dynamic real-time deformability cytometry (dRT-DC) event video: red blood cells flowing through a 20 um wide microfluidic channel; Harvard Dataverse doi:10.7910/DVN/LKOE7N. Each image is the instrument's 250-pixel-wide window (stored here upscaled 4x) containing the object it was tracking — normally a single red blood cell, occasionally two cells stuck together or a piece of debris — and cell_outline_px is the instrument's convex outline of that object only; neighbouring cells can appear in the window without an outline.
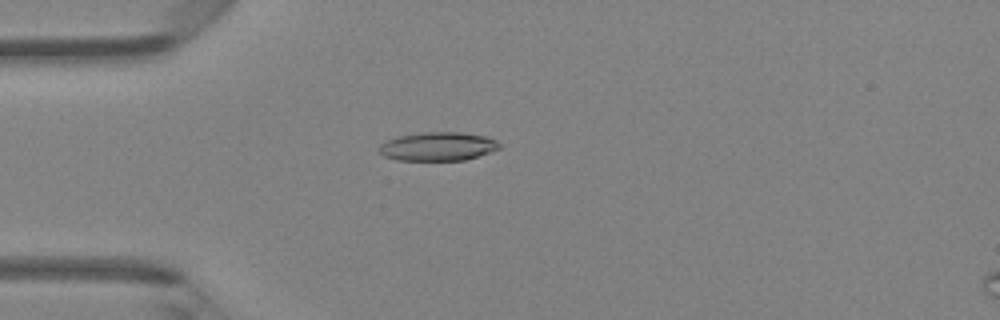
{"species": "Egyptian fruit bat (a non-hibernating species)", "species_latin": "Rousettus aegyptiacus", "temperature_condition": "room temperature", "stored_images_in_passage": 47, "camera_frame_rate_fps": 3000, "um_per_image_px": 0.085, "animal": {"sex": "female"}, "frame": {"image": 1, "passage_image": 13, "time_ms": 4.0, "image_size_px": [1000, 320], "cell_outline_px": [[500, 148], [464, 160], [396, 160], [384, 156], [376, 148], [380, 144], [388, 140], [400, 136], [424, 132], [460, 132], [488, 136], [496, 140], [500, 144]], "centroid_in_image_um": [37.21, 12.44], "position_along_channel_um": 47.8, "area_um2": 20.0}}
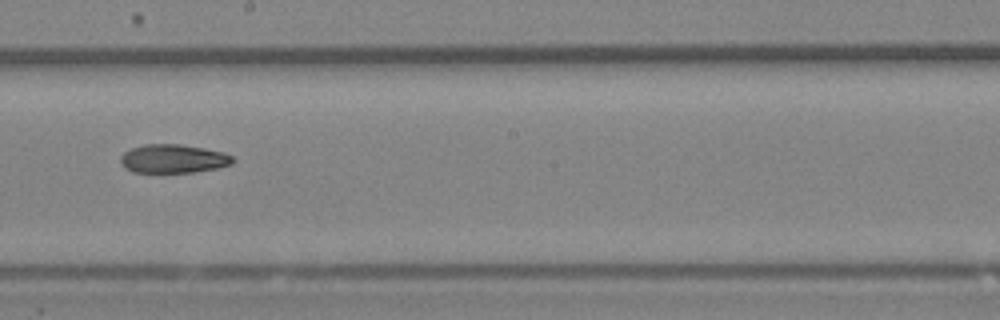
{"frame": {"image": 2, "passage_image": 27, "time_ms": 8.667, "image_size_px": [1000, 320], "cell_outline_px": [[236, 160], [232, 164], [216, 168], [196, 172], [132, 172], [124, 168], [120, 160], [120, 156], [124, 152], [132, 148], [144, 144], [180, 144], [204, 148], [224, 152], [232, 156]], "centroid_in_image_um": [14.73, 13.49], "position_along_channel_um": 233.5, "area_um2": 18.84}}
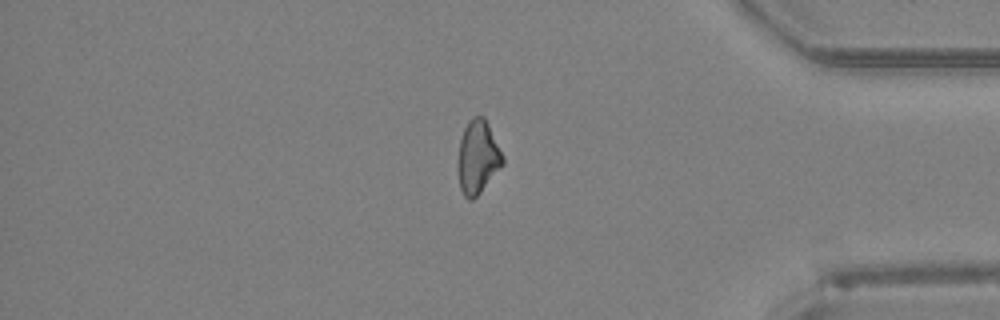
{"frame": {"image": 3, "passage_image": 40, "time_ms": 13.0, "image_size_px": [1000, 320], "cell_outline_px": [[504, 164], [480, 192], [472, 200], [468, 200], [464, 196], [460, 188], [460, 140], [464, 128], [468, 120], [472, 116], [484, 116], [504, 156]], "centroid_in_image_um": [40.65, 13.33], "position_along_channel_um": 394.6, "area_um2": 18.67}, "authors_computed_cell_mechanics": {"area_um2": 19.4786, "velocity_mm_per_s": 4.3103, "shape_relaxation_time_tau1_ms": 9.8294, "shape_relaxation_time_tau2_ms": 9.2053, "deformation_change_tau1": 0.2351, "deformation_change_tau2": 0.2015}}